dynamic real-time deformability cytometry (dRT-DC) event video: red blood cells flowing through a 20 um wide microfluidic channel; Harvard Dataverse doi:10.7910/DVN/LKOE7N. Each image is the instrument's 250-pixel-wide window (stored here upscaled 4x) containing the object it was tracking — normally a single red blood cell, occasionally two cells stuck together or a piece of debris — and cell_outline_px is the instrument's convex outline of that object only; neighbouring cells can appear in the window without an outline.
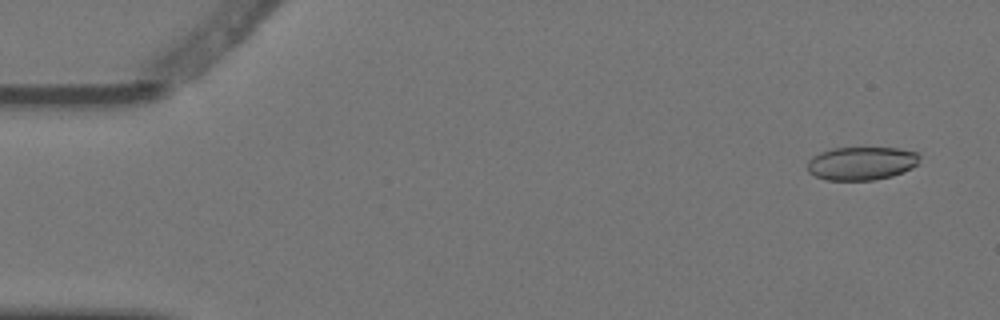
{"species": "Egyptian fruit bat (a non-hibernating species)", "species_latin": "Rousettus aegyptiacus", "temperature_condition": "warm", "stored_images_in_passage": 5, "camera_frame_rate_fps": 3000, "um_per_image_px": 0.085, "animal": {"sex": "female"}, "frame": {"image": 1, "passage_image": 1, "time_ms": 0.0, "image_size_px": [1000, 320], "cell_outline_px": [[920, 156], [916, 164], [912, 168], [892, 176], [872, 180], [828, 180], [816, 176], [808, 172], [808, 160], [812, 156], [820, 152], [832, 148], [896, 148], [916, 152]], "centroid_in_image_um": [73.2, 13.88], "position_along_channel_um": 11.8, "area_um2": 21.68}}
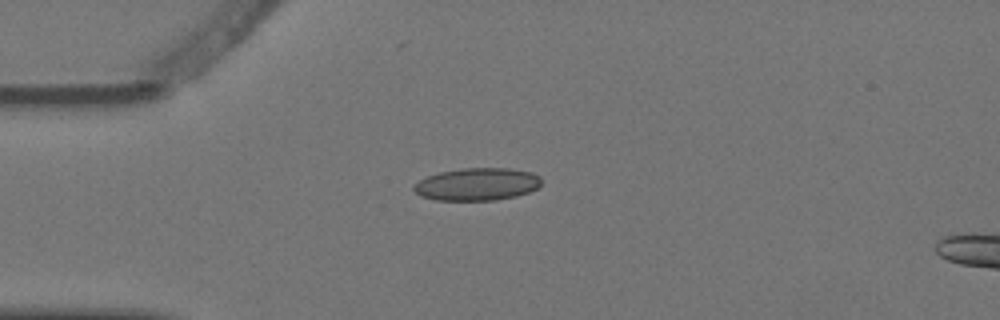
{"frame": {"image": 2, "passage_image": 4, "time_ms": 1.0, "image_size_px": [1000, 320], "cell_outline_px": [[540, 184], [536, 188], [528, 192], [516, 196], [496, 200], [436, 200], [420, 196], [412, 188], [420, 180], [428, 176], [440, 172], [464, 168], [508, 168], [532, 172], [540, 176]], "centroid_in_image_um": [40.56, 15.66], "position_along_channel_um": 44.4, "area_um2": 24.04}}